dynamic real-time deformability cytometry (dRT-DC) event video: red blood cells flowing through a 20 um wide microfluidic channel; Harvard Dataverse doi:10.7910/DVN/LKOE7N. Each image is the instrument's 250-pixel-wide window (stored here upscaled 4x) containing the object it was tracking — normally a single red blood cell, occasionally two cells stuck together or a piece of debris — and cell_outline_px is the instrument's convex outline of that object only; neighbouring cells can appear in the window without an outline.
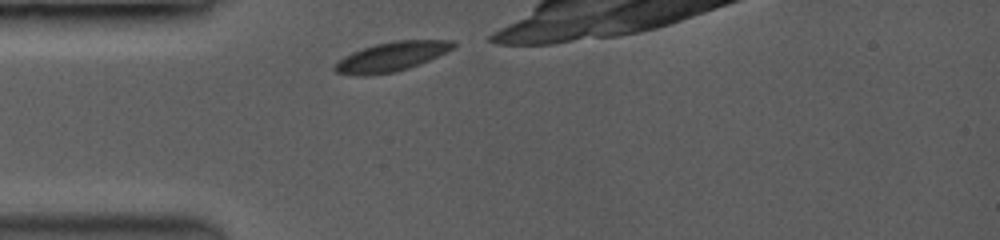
{"species": "common noctule bat (a hibernating species)", "species_latin": "Nyctalus noctula", "temperature_condition": "room temperature", "stored_images_in_passage": 20, "camera_frame_rate_fps": 3500, "um_per_image_px": 0.085, "animal": {"sex": "female", "body_mass_g": 19.0, "forearm_length_mm": 53.3}, "frame": {"image": 1, "passage_image": 1, "time_ms": 0.0, "image_size_px": [1000, 240], "cell_outline_px": [[456, 44], [452, 48], [428, 60], [408, 68], [392, 72], [364, 76], [360, 76], [336, 72], [332, 68], [344, 56], [352, 52], [376, 44], [392, 40], [452, 40]], "centroid_in_image_um": [33.24, 4.81], "position_along_channel_um": 51.8, "area_um2": 19.83}}
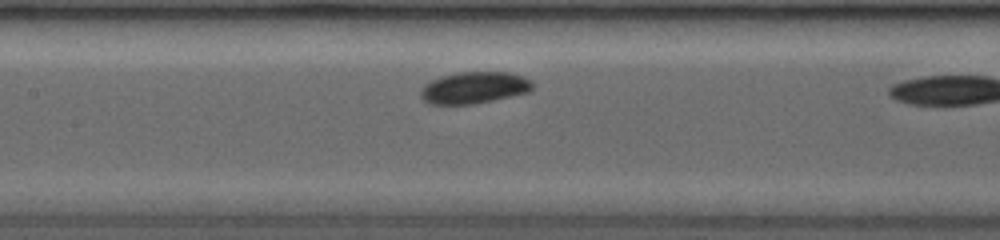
{"frame": {"image": 2, "passage_image": 11, "time_ms": 3.143, "image_size_px": [1000, 240], "cell_outline_px": [[532, 88], [528, 92], [472, 104], [432, 104], [424, 100], [420, 96], [420, 92], [424, 84], [440, 76], [456, 72], [508, 72], [524, 76], [532, 80]], "centroid_in_image_um": [40.29, 7.43], "position_along_channel_um": 167.1, "area_um2": 20.58}}
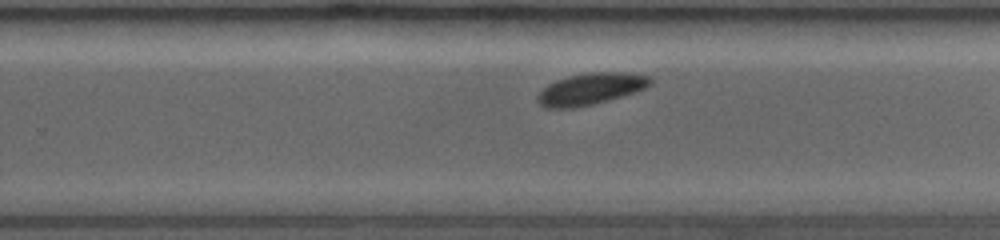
{"frame": {"image": 3, "passage_image": 19, "time_ms": 6.0, "image_size_px": [1000, 240], "cell_outline_px": [[652, 84], [644, 88], [608, 100], [592, 104], [572, 108], [548, 108], [540, 104], [540, 92], [548, 84], [556, 80], [568, 76], [592, 72], [624, 72], [648, 76], [652, 80]], "centroid_in_image_um": [50.22, 7.54], "position_along_channel_um": 279.6, "area_um2": 20.23}}